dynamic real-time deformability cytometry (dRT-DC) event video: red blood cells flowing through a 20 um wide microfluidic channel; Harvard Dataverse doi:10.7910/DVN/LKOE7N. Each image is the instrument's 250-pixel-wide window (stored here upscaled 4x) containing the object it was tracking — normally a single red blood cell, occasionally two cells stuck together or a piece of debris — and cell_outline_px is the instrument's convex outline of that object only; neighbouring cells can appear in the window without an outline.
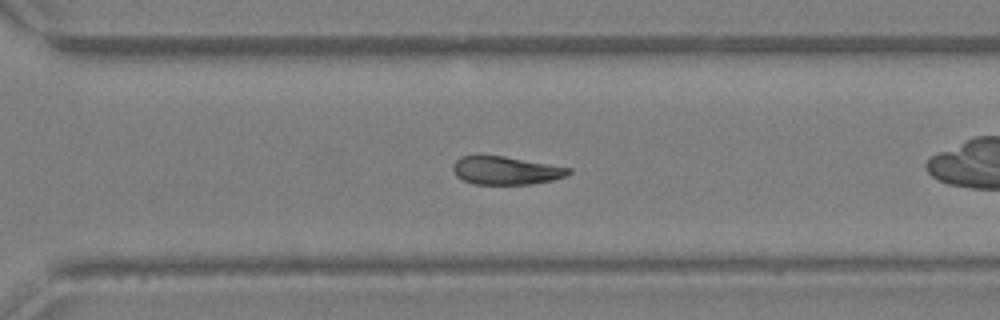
{"species": "Egyptian fruit bat (a non-hibernating species)", "species_latin": "Rousettus aegyptiacus", "temperature_condition": "warm", "stored_images_in_passage": 31, "camera_frame_rate_fps": 3000, "um_per_image_px": 0.085, "animal": {"sex": "female"}, "frame": {"image": 1, "passage_image": 17, "time_ms": 5.333, "image_size_px": [1000, 320], "cell_outline_px": [[572, 172], [564, 176], [552, 180], [532, 184], [472, 184], [456, 176], [452, 168], [452, 164], [460, 156], [504, 156], [572, 168]], "centroid_in_image_um": [42.98, 14.49], "position_along_channel_um": 327.6, "area_um2": 18.9}, "authors_computed_cell_mechanics": {"area_um2": 22.3108, "velocity_mm_per_s": 4.7058, "shape_relaxation_time_tau1_ms": 1.4382, "shape_relaxation_time_tau2_ms": null, "deformation_change_tau1": 0.063, "deformation_change_tau2": null}}